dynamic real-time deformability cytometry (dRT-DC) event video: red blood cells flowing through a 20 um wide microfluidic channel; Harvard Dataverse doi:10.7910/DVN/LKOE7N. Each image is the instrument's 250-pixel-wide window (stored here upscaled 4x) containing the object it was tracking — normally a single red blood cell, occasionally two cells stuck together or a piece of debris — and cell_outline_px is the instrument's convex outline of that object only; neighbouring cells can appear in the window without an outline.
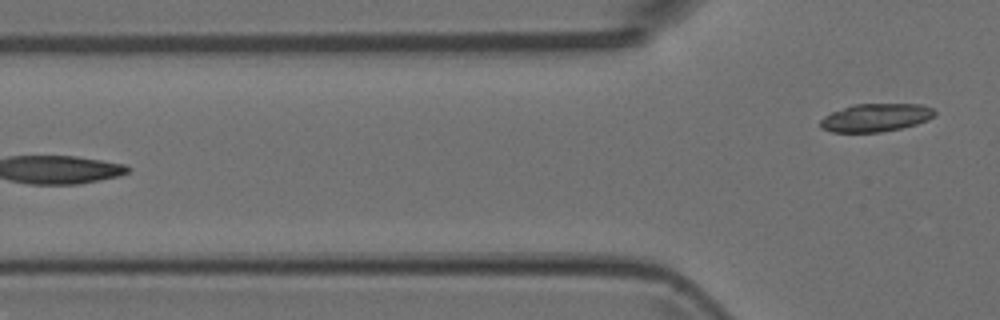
{"species": "Egyptian fruit bat (a non-hibernating species)", "species_latin": "Rousettus aegyptiacus", "temperature_condition": "room temperature", "stored_images_in_passage": 4, "camera_frame_rate_fps": 3000, "um_per_image_px": 0.085, "animal": {"sex": "female"}, "frame": {"image": 1, "passage_image": 4, "time_ms": 1.0, "image_size_px": [1000, 320], "cell_outline_px": [[936, 112], [928, 120], [916, 124], [900, 128], [880, 132], [832, 132], [820, 128], [820, 120], [824, 116], [832, 112], [856, 104], [920, 104], [932, 108]], "centroid_in_image_um": [74.42, 10.0], "position_along_channel_um": 51.4, "area_um2": 18.5}}